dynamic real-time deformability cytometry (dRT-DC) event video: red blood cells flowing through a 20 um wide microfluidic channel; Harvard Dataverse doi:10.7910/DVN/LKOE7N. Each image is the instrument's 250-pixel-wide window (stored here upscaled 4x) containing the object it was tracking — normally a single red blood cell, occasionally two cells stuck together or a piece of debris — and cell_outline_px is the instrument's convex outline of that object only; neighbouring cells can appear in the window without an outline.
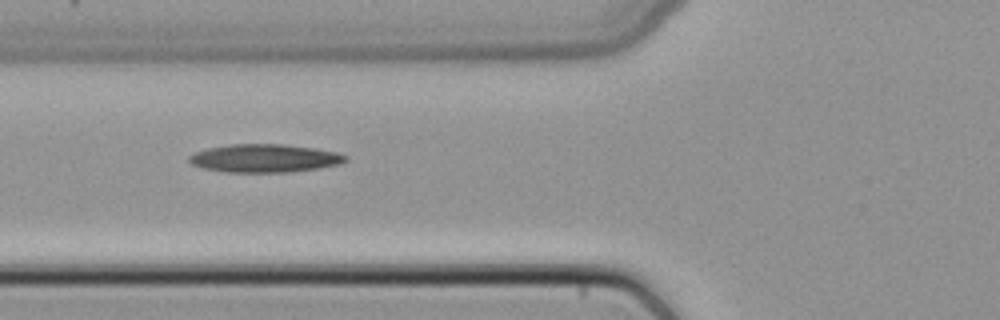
{"species": "common noctule bat (a hibernating species)", "species_latin": "Nyctalus noctula", "temperature_condition": "cold", "stored_images_in_passage": 6, "camera_frame_rate_fps": 3000, "um_per_image_px": 0.085, "animal": {"sex": "female", "body_mass_g": 22.7, "forearm_length_mm": 54.2}, "frame": {"image": 1, "passage_image": 6, "time_ms": 1.667, "image_size_px": [1000, 320], "cell_outline_px": [[348, 160], [340, 164], [320, 168], [288, 172], [224, 172], [204, 168], [192, 164], [188, 160], [188, 156], [196, 152], [208, 148], [228, 144], [284, 144], [316, 148], [336, 152], [348, 156]], "centroid_in_image_um": [22.51, 13.45], "position_along_channel_um": 103.3, "area_um2": 25.78}}